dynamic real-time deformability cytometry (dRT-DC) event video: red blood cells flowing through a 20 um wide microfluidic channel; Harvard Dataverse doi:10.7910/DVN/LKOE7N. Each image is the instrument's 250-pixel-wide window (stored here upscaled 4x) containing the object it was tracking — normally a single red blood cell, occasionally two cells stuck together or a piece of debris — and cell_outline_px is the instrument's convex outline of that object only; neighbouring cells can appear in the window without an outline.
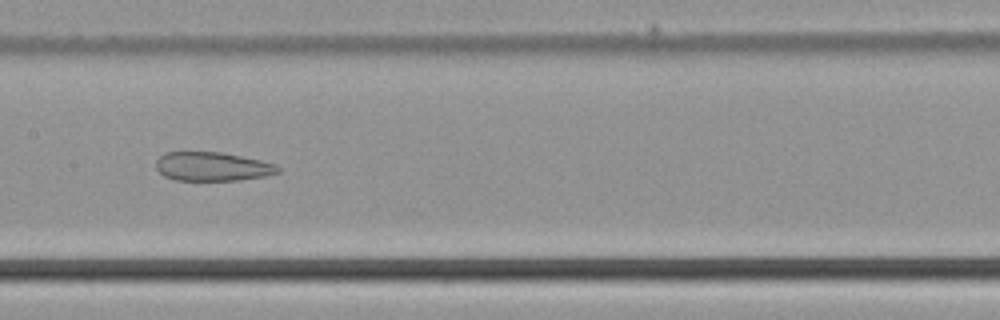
{"species": "common noctule bat (a hibernating species)", "species_latin": "Nyctalus noctula", "temperature_condition": "cold", "stored_images_in_passage": 46, "camera_frame_rate_fps": 3000, "um_per_image_px": 0.085, "animal": {"sex": "male", "body_mass_g": 21.5, "forearm_length_mm": 52.0}, "frame": {"image": 1, "passage_image": 21, "time_ms": 6.667, "image_size_px": [1000, 320], "cell_outline_px": [[280, 172], [264, 176], [240, 180], [176, 180], [164, 176], [156, 168], [156, 160], [164, 152], [220, 152], [260, 160], [276, 164], [280, 168]], "centroid_in_image_um": [18.04, 14.15], "position_along_channel_um": 189.4, "area_um2": 20.46}}
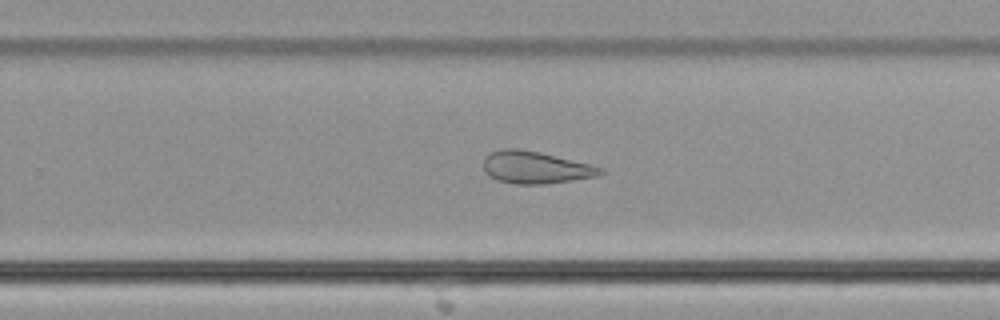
{"frame": {"image": 2, "passage_image": 28, "time_ms": 9.0, "image_size_px": [1000, 320], "cell_outline_px": [[604, 172], [600, 176], [544, 184], [516, 184], [496, 180], [488, 176], [484, 172], [484, 156], [492, 152], [504, 148], [516, 148], [540, 152], [592, 164], [604, 168]], "centroid_in_image_um": [45.53, 14.23], "position_along_channel_um": 284.3, "area_um2": 22.2}}
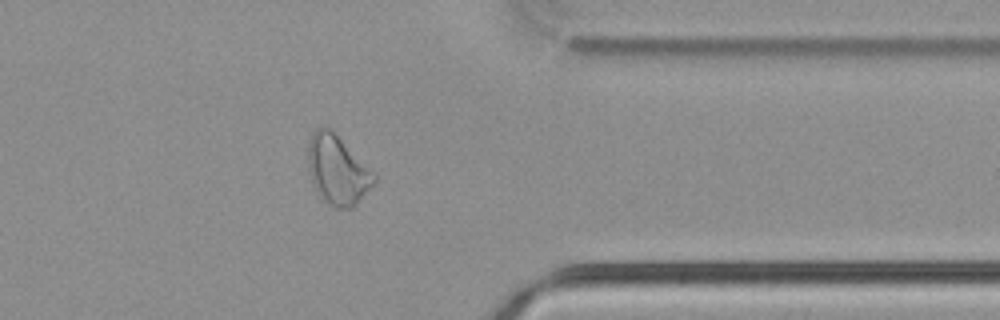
{"frame": {"image": 3, "passage_image": 36, "time_ms": 11.667, "image_size_px": [1000, 320], "cell_outline_px": [[376, 180], [356, 204], [352, 208], [336, 208], [328, 204], [316, 192], [308, 172], [308, 140], [312, 132], [320, 124], [328, 124], [332, 128], [376, 176]], "centroid_in_image_um": [28.62, 14.38], "position_along_channel_um": 382.8, "area_um2": 26.88}}